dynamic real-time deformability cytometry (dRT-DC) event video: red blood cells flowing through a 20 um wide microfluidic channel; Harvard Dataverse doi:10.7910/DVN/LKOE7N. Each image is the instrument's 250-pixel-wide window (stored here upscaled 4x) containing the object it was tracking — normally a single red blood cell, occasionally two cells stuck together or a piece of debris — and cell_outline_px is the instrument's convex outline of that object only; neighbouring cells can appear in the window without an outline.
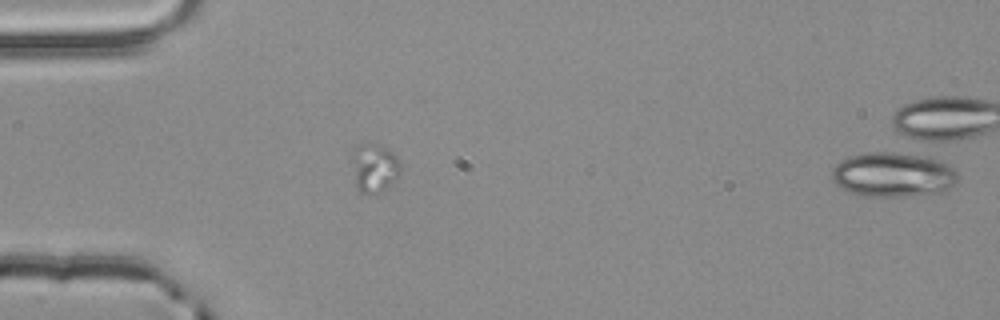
{"species": "common noctule bat (a hibernating species)", "species_latin": "Nyctalus noctula", "temperature_condition": "room temperature", "stored_images_in_passage": 4, "camera_frame_rate_fps": 3000, "um_per_image_px": 0.085, "animal": {"sex": "male", "body_mass_g": 20.4}, "frame": {"image": 1, "passage_image": 3, "time_ms": 0.667, "image_size_px": [1000, 320], "cell_outline_px": [[400, 172], [396, 180], [384, 192], [360, 192], [356, 188], [348, 156], [360, 144], [372, 144], [384, 148], [392, 152], [396, 156], [400, 164]], "centroid_in_image_um": [31.76, 14.29], "position_along_channel_um": 53.2, "area_um2": 14.05}}